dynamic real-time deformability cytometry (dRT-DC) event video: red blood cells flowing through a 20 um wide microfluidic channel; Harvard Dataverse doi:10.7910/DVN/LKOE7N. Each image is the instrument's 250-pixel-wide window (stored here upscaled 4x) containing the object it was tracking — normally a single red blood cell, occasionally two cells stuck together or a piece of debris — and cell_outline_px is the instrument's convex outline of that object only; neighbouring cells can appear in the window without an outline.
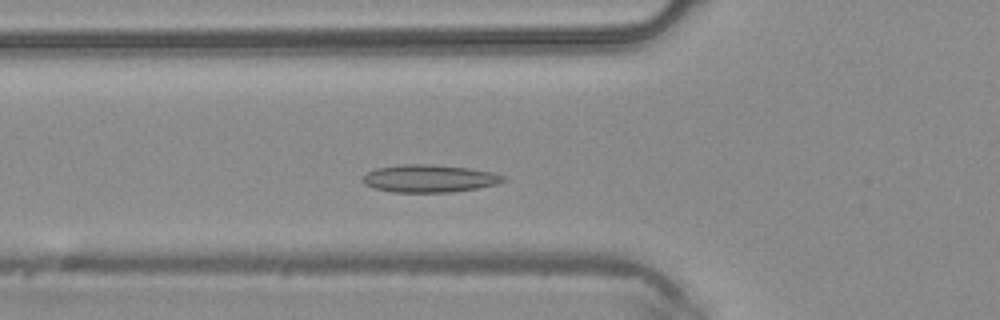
{"species": "common noctule bat (a hibernating species)", "species_latin": "Nyctalus noctula", "temperature_condition": "warm", "stored_images_in_passage": 33, "camera_frame_rate_fps": 3000, "um_per_image_px": 0.085, "animal": {"sex": "male", "body_mass_g": 20.4}, "frame": {"image": 1, "passage_image": 3, "time_ms": 0.667, "image_size_px": [1000, 320], "cell_outline_px": [[508, 180], [496, 184], [476, 188], [452, 192], [392, 192], [372, 188], [364, 184], [364, 176], [368, 172], [376, 168], [400, 164], [428, 164], [468, 168], [492, 172], [504, 176]], "centroid_in_image_um": [36.49, 15.17], "position_along_channel_um": 89.3, "area_um2": 22.54}}
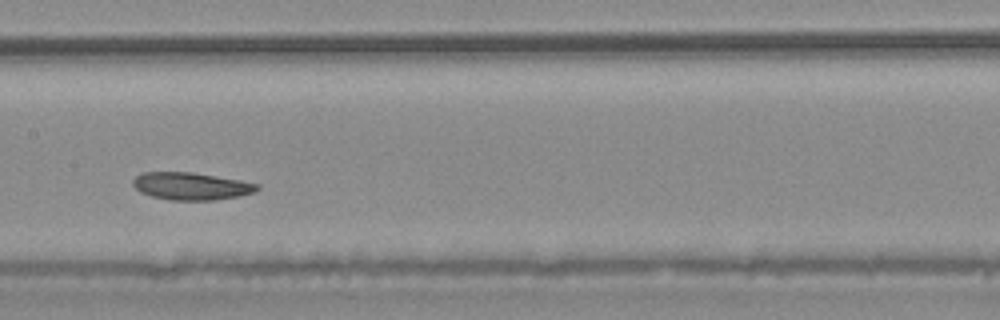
{"frame": {"image": 2, "passage_image": 10, "time_ms": 3.0, "image_size_px": [1000, 320], "cell_outline_px": [[260, 188], [256, 192], [240, 196], [216, 200], [172, 200], [152, 196], [140, 192], [132, 184], [132, 180], [140, 172], [192, 172], [240, 180], [260, 184]], "centroid_in_image_um": [16.27, 15.82], "position_along_channel_um": 191.1, "area_um2": 20.0}}
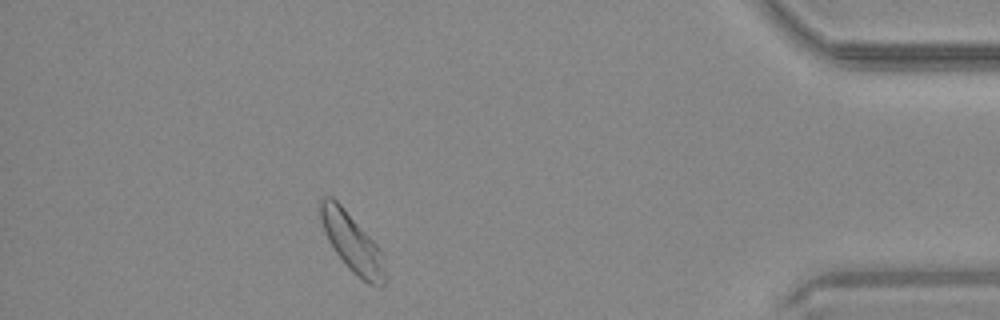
{"frame": {"image": 3, "passage_image": 28, "time_ms": 9.0, "image_size_px": [1000, 320], "cell_outline_px": [[388, 276], [384, 284], [380, 288], [368, 284], [356, 276], [348, 268], [336, 252], [328, 240], [324, 232], [320, 220], [320, 196], [332, 196], [344, 208], [376, 244], [384, 256]], "centroid_in_image_um": [29.96, 20.67], "position_along_channel_um": 405.2, "area_um2": 22.37}}